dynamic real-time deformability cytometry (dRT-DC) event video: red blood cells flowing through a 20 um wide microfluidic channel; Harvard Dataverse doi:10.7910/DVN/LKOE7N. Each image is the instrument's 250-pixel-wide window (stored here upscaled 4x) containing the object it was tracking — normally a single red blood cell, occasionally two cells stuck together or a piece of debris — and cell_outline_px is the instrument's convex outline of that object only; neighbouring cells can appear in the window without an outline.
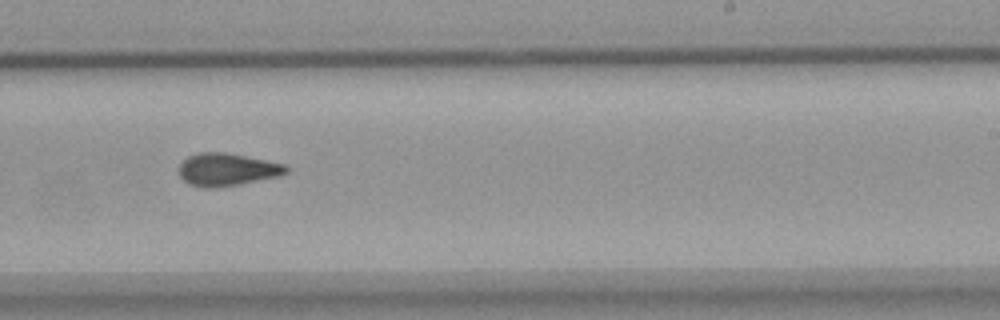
{"species": "common noctule bat (a hibernating species)", "species_latin": "Nyctalus noctula", "temperature_condition": "warm", "stored_images_in_passage": 7, "camera_frame_rate_fps": 3000, "um_per_image_px": 0.085, "animal": {"sex": "female", "body_mass_g": 18.4}, "frame": {"image": 1, "passage_image": 6, "time_ms": 6.333, "image_size_px": [1000, 320], "cell_outline_px": [[288, 172], [280, 176], [240, 184], [212, 188], [204, 188], [188, 184], [180, 176], [180, 164], [188, 156], [196, 152], [224, 152], [284, 164], [288, 168]], "centroid_in_image_um": [19.28, 14.42], "position_along_channel_um": 269.7, "area_um2": 20.29}}
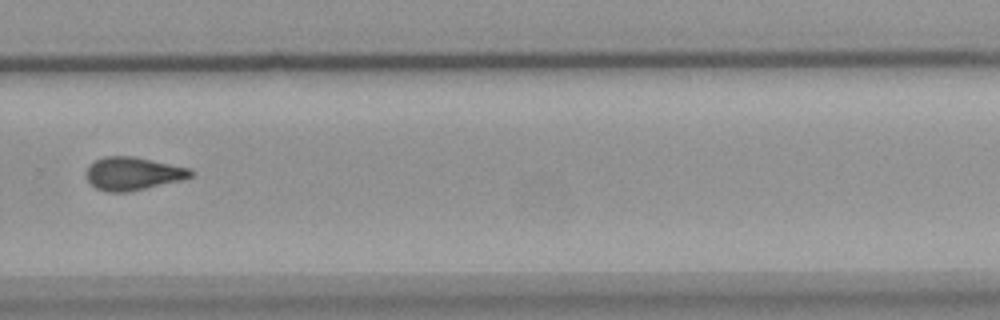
{"frame": {"image": 2, "passage_image": 7, "time_ms": 7.667, "image_size_px": [1000, 320], "cell_outline_px": [[196, 172], [192, 176], [184, 180], [128, 192], [104, 192], [96, 188], [84, 176], [84, 172], [88, 164], [104, 156], [132, 156], [192, 168]], "centroid_in_image_um": [11.3, 14.76], "position_along_channel_um": 318.5, "area_um2": 20.58}}